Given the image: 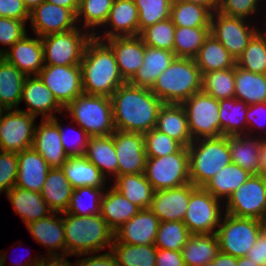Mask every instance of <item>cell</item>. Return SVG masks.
Returning <instances> with one entry per match:
<instances>
[{
    "label": "cell",
    "instance_id": "f546056e",
    "mask_svg": "<svg viewBox=\"0 0 266 266\" xmlns=\"http://www.w3.org/2000/svg\"><path fill=\"white\" fill-rule=\"evenodd\" d=\"M108 190L104 191L101 198L100 215L115 232L141 209L126 199L113 186Z\"/></svg>",
    "mask_w": 266,
    "mask_h": 266
},
{
    "label": "cell",
    "instance_id": "c3c4849f",
    "mask_svg": "<svg viewBox=\"0 0 266 266\" xmlns=\"http://www.w3.org/2000/svg\"><path fill=\"white\" fill-rule=\"evenodd\" d=\"M190 235L183 221H162L154 245L158 249L181 251Z\"/></svg>",
    "mask_w": 266,
    "mask_h": 266
},
{
    "label": "cell",
    "instance_id": "680465c9",
    "mask_svg": "<svg viewBox=\"0 0 266 266\" xmlns=\"http://www.w3.org/2000/svg\"><path fill=\"white\" fill-rule=\"evenodd\" d=\"M0 17L12 18L26 22L30 12L23 0H0Z\"/></svg>",
    "mask_w": 266,
    "mask_h": 266
},
{
    "label": "cell",
    "instance_id": "5b68a950",
    "mask_svg": "<svg viewBox=\"0 0 266 266\" xmlns=\"http://www.w3.org/2000/svg\"><path fill=\"white\" fill-rule=\"evenodd\" d=\"M190 182L204 187L223 167L232 163L228 136L201 138L188 146Z\"/></svg>",
    "mask_w": 266,
    "mask_h": 266
},
{
    "label": "cell",
    "instance_id": "816d5d0a",
    "mask_svg": "<svg viewBox=\"0 0 266 266\" xmlns=\"http://www.w3.org/2000/svg\"><path fill=\"white\" fill-rule=\"evenodd\" d=\"M138 9L139 34L148 26L170 18L169 0H134Z\"/></svg>",
    "mask_w": 266,
    "mask_h": 266
},
{
    "label": "cell",
    "instance_id": "836d02e7",
    "mask_svg": "<svg viewBox=\"0 0 266 266\" xmlns=\"http://www.w3.org/2000/svg\"><path fill=\"white\" fill-rule=\"evenodd\" d=\"M220 252L216 234H191L181 249L185 266H204Z\"/></svg>",
    "mask_w": 266,
    "mask_h": 266
},
{
    "label": "cell",
    "instance_id": "277c9868",
    "mask_svg": "<svg viewBox=\"0 0 266 266\" xmlns=\"http://www.w3.org/2000/svg\"><path fill=\"white\" fill-rule=\"evenodd\" d=\"M202 75L194 59L175 58L150 89L164 104H182L201 91Z\"/></svg>",
    "mask_w": 266,
    "mask_h": 266
},
{
    "label": "cell",
    "instance_id": "89a4df30",
    "mask_svg": "<svg viewBox=\"0 0 266 266\" xmlns=\"http://www.w3.org/2000/svg\"><path fill=\"white\" fill-rule=\"evenodd\" d=\"M184 1L207 7L212 13L217 10L218 0H184Z\"/></svg>",
    "mask_w": 266,
    "mask_h": 266
},
{
    "label": "cell",
    "instance_id": "753ad0ef",
    "mask_svg": "<svg viewBox=\"0 0 266 266\" xmlns=\"http://www.w3.org/2000/svg\"><path fill=\"white\" fill-rule=\"evenodd\" d=\"M260 233L266 237V213L259 219Z\"/></svg>",
    "mask_w": 266,
    "mask_h": 266
},
{
    "label": "cell",
    "instance_id": "cb8c5ba5",
    "mask_svg": "<svg viewBox=\"0 0 266 266\" xmlns=\"http://www.w3.org/2000/svg\"><path fill=\"white\" fill-rule=\"evenodd\" d=\"M18 170L15 186L41 193L51 167L33 148L17 153Z\"/></svg>",
    "mask_w": 266,
    "mask_h": 266
},
{
    "label": "cell",
    "instance_id": "2a66077c",
    "mask_svg": "<svg viewBox=\"0 0 266 266\" xmlns=\"http://www.w3.org/2000/svg\"><path fill=\"white\" fill-rule=\"evenodd\" d=\"M6 111V109L3 107V106H1L0 105V120H1V118H2V116H3V113Z\"/></svg>",
    "mask_w": 266,
    "mask_h": 266
},
{
    "label": "cell",
    "instance_id": "7bdbcfd3",
    "mask_svg": "<svg viewBox=\"0 0 266 266\" xmlns=\"http://www.w3.org/2000/svg\"><path fill=\"white\" fill-rule=\"evenodd\" d=\"M209 34L210 27L176 26L173 46L176 58L194 59Z\"/></svg>",
    "mask_w": 266,
    "mask_h": 266
},
{
    "label": "cell",
    "instance_id": "8fae6325",
    "mask_svg": "<svg viewBox=\"0 0 266 266\" xmlns=\"http://www.w3.org/2000/svg\"><path fill=\"white\" fill-rule=\"evenodd\" d=\"M220 200L203 187H195L183 222L191 234H214L221 222Z\"/></svg>",
    "mask_w": 266,
    "mask_h": 266
},
{
    "label": "cell",
    "instance_id": "8d00e7d4",
    "mask_svg": "<svg viewBox=\"0 0 266 266\" xmlns=\"http://www.w3.org/2000/svg\"><path fill=\"white\" fill-rule=\"evenodd\" d=\"M112 186L140 209H149L154 189L144 173L116 176Z\"/></svg>",
    "mask_w": 266,
    "mask_h": 266
},
{
    "label": "cell",
    "instance_id": "44dd1931",
    "mask_svg": "<svg viewBox=\"0 0 266 266\" xmlns=\"http://www.w3.org/2000/svg\"><path fill=\"white\" fill-rule=\"evenodd\" d=\"M159 224V218L150 209H141L114 232L113 243L154 244Z\"/></svg>",
    "mask_w": 266,
    "mask_h": 266
},
{
    "label": "cell",
    "instance_id": "74e56055",
    "mask_svg": "<svg viewBox=\"0 0 266 266\" xmlns=\"http://www.w3.org/2000/svg\"><path fill=\"white\" fill-rule=\"evenodd\" d=\"M194 60L201 75L211 71L230 69L236 65V60L212 34L205 39Z\"/></svg>",
    "mask_w": 266,
    "mask_h": 266
},
{
    "label": "cell",
    "instance_id": "ee69618b",
    "mask_svg": "<svg viewBox=\"0 0 266 266\" xmlns=\"http://www.w3.org/2000/svg\"><path fill=\"white\" fill-rule=\"evenodd\" d=\"M212 12L204 6L185 1L171 4L170 18L178 27H210Z\"/></svg>",
    "mask_w": 266,
    "mask_h": 266
},
{
    "label": "cell",
    "instance_id": "d6986e66",
    "mask_svg": "<svg viewBox=\"0 0 266 266\" xmlns=\"http://www.w3.org/2000/svg\"><path fill=\"white\" fill-rule=\"evenodd\" d=\"M27 36L15 42L9 49H1L0 56L25 76H36L44 67L43 46L39 36L34 39Z\"/></svg>",
    "mask_w": 266,
    "mask_h": 266
},
{
    "label": "cell",
    "instance_id": "003e7915",
    "mask_svg": "<svg viewBox=\"0 0 266 266\" xmlns=\"http://www.w3.org/2000/svg\"><path fill=\"white\" fill-rule=\"evenodd\" d=\"M261 137V144H260V172L259 174L262 176H266V136Z\"/></svg>",
    "mask_w": 266,
    "mask_h": 266
},
{
    "label": "cell",
    "instance_id": "d590c367",
    "mask_svg": "<svg viewBox=\"0 0 266 266\" xmlns=\"http://www.w3.org/2000/svg\"><path fill=\"white\" fill-rule=\"evenodd\" d=\"M248 107L247 103L237 100L235 97L219 100V120L222 136H250L251 129L247 128L246 120Z\"/></svg>",
    "mask_w": 266,
    "mask_h": 266
},
{
    "label": "cell",
    "instance_id": "f5cc1de1",
    "mask_svg": "<svg viewBox=\"0 0 266 266\" xmlns=\"http://www.w3.org/2000/svg\"><path fill=\"white\" fill-rule=\"evenodd\" d=\"M143 135L147 158L162 157L176 153L183 147L179 142L155 128Z\"/></svg>",
    "mask_w": 266,
    "mask_h": 266
},
{
    "label": "cell",
    "instance_id": "ba28073f",
    "mask_svg": "<svg viewBox=\"0 0 266 266\" xmlns=\"http://www.w3.org/2000/svg\"><path fill=\"white\" fill-rule=\"evenodd\" d=\"M80 29L41 37L44 65H80L86 46L93 37L89 30L83 34Z\"/></svg>",
    "mask_w": 266,
    "mask_h": 266
},
{
    "label": "cell",
    "instance_id": "30bf717a",
    "mask_svg": "<svg viewBox=\"0 0 266 266\" xmlns=\"http://www.w3.org/2000/svg\"><path fill=\"white\" fill-rule=\"evenodd\" d=\"M186 112L190 135L194 140L221 137L219 100L203 91L181 104Z\"/></svg>",
    "mask_w": 266,
    "mask_h": 266
},
{
    "label": "cell",
    "instance_id": "7402d4cb",
    "mask_svg": "<svg viewBox=\"0 0 266 266\" xmlns=\"http://www.w3.org/2000/svg\"><path fill=\"white\" fill-rule=\"evenodd\" d=\"M21 101H25L28 107L27 110L21 111L36 118L38 114H42V119H53L54 112L61 114L64 110L38 75L33 78L26 76L22 87Z\"/></svg>",
    "mask_w": 266,
    "mask_h": 266
},
{
    "label": "cell",
    "instance_id": "8992f818",
    "mask_svg": "<svg viewBox=\"0 0 266 266\" xmlns=\"http://www.w3.org/2000/svg\"><path fill=\"white\" fill-rule=\"evenodd\" d=\"M89 137L111 135L116 129L110 97L82 93L65 108Z\"/></svg>",
    "mask_w": 266,
    "mask_h": 266
},
{
    "label": "cell",
    "instance_id": "4316f807",
    "mask_svg": "<svg viewBox=\"0 0 266 266\" xmlns=\"http://www.w3.org/2000/svg\"><path fill=\"white\" fill-rule=\"evenodd\" d=\"M175 58L172 51L145 45L143 64L128 83L151 89L158 76L170 66Z\"/></svg>",
    "mask_w": 266,
    "mask_h": 266
},
{
    "label": "cell",
    "instance_id": "34e18365",
    "mask_svg": "<svg viewBox=\"0 0 266 266\" xmlns=\"http://www.w3.org/2000/svg\"><path fill=\"white\" fill-rule=\"evenodd\" d=\"M42 260V257H35L34 259H32V260H30L29 259V263L28 262H26V263H24L23 262V264H18V266H35V265H38L39 263H40V261ZM32 261V262H31ZM21 262V261H20ZM22 263V262H21Z\"/></svg>",
    "mask_w": 266,
    "mask_h": 266
},
{
    "label": "cell",
    "instance_id": "94428289",
    "mask_svg": "<svg viewBox=\"0 0 266 266\" xmlns=\"http://www.w3.org/2000/svg\"><path fill=\"white\" fill-rule=\"evenodd\" d=\"M75 266H118L116 258L111 251H108L104 254H98L96 256H88L87 258H81L76 260Z\"/></svg>",
    "mask_w": 266,
    "mask_h": 266
},
{
    "label": "cell",
    "instance_id": "11e5206c",
    "mask_svg": "<svg viewBox=\"0 0 266 266\" xmlns=\"http://www.w3.org/2000/svg\"><path fill=\"white\" fill-rule=\"evenodd\" d=\"M6 258H5V254L3 252V254H1L0 252V266H4V263H6Z\"/></svg>",
    "mask_w": 266,
    "mask_h": 266
},
{
    "label": "cell",
    "instance_id": "8c879c8a",
    "mask_svg": "<svg viewBox=\"0 0 266 266\" xmlns=\"http://www.w3.org/2000/svg\"><path fill=\"white\" fill-rule=\"evenodd\" d=\"M236 266H258L256 263H253L248 257H239L236 258Z\"/></svg>",
    "mask_w": 266,
    "mask_h": 266
},
{
    "label": "cell",
    "instance_id": "7dc6e473",
    "mask_svg": "<svg viewBox=\"0 0 266 266\" xmlns=\"http://www.w3.org/2000/svg\"><path fill=\"white\" fill-rule=\"evenodd\" d=\"M103 189L105 188L89 186L74 189L66 212L77 216L99 215L101 198L104 193ZM85 198H87V200ZM88 200L90 201L87 202Z\"/></svg>",
    "mask_w": 266,
    "mask_h": 266
},
{
    "label": "cell",
    "instance_id": "603a6c76",
    "mask_svg": "<svg viewBox=\"0 0 266 266\" xmlns=\"http://www.w3.org/2000/svg\"><path fill=\"white\" fill-rule=\"evenodd\" d=\"M105 42L114 52L122 78L129 82L143 64L145 44L139 36L112 37Z\"/></svg>",
    "mask_w": 266,
    "mask_h": 266
},
{
    "label": "cell",
    "instance_id": "484cf974",
    "mask_svg": "<svg viewBox=\"0 0 266 266\" xmlns=\"http://www.w3.org/2000/svg\"><path fill=\"white\" fill-rule=\"evenodd\" d=\"M58 214L61 213L53 212L48 217L26 225L32 237L41 245L48 248L47 253L49 256L66 255L63 217H57ZM60 249L63 251V254H59L58 251H56Z\"/></svg>",
    "mask_w": 266,
    "mask_h": 266
},
{
    "label": "cell",
    "instance_id": "9f6ffc18",
    "mask_svg": "<svg viewBox=\"0 0 266 266\" xmlns=\"http://www.w3.org/2000/svg\"><path fill=\"white\" fill-rule=\"evenodd\" d=\"M27 35L25 22L17 19L0 17V43L11 47Z\"/></svg>",
    "mask_w": 266,
    "mask_h": 266
},
{
    "label": "cell",
    "instance_id": "2644e50d",
    "mask_svg": "<svg viewBox=\"0 0 266 266\" xmlns=\"http://www.w3.org/2000/svg\"><path fill=\"white\" fill-rule=\"evenodd\" d=\"M46 0H23L25 7L31 12L35 7L39 6L42 2Z\"/></svg>",
    "mask_w": 266,
    "mask_h": 266
},
{
    "label": "cell",
    "instance_id": "6125c7cd",
    "mask_svg": "<svg viewBox=\"0 0 266 266\" xmlns=\"http://www.w3.org/2000/svg\"><path fill=\"white\" fill-rule=\"evenodd\" d=\"M155 266H185L181 251L158 249Z\"/></svg>",
    "mask_w": 266,
    "mask_h": 266
},
{
    "label": "cell",
    "instance_id": "bcb514c9",
    "mask_svg": "<svg viewBox=\"0 0 266 266\" xmlns=\"http://www.w3.org/2000/svg\"><path fill=\"white\" fill-rule=\"evenodd\" d=\"M266 33V32H264ZM257 32L236 60L243 70L256 74H266V34Z\"/></svg>",
    "mask_w": 266,
    "mask_h": 266
},
{
    "label": "cell",
    "instance_id": "b9fcfbb0",
    "mask_svg": "<svg viewBox=\"0 0 266 266\" xmlns=\"http://www.w3.org/2000/svg\"><path fill=\"white\" fill-rule=\"evenodd\" d=\"M171 4L176 3V2H180V1H184V0H169Z\"/></svg>",
    "mask_w": 266,
    "mask_h": 266
},
{
    "label": "cell",
    "instance_id": "91938a15",
    "mask_svg": "<svg viewBox=\"0 0 266 266\" xmlns=\"http://www.w3.org/2000/svg\"><path fill=\"white\" fill-rule=\"evenodd\" d=\"M265 118H266V102L249 105L247 112H246V120H247V127L248 128L252 125L253 129H254V127L256 128V126H257V128L261 127V129L262 128L265 129V125H266V122L264 121ZM261 119H263V120H261ZM264 122H265V124H264Z\"/></svg>",
    "mask_w": 266,
    "mask_h": 266
},
{
    "label": "cell",
    "instance_id": "60d3db41",
    "mask_svg": "<svg viewBox=\"0 0 266 266\" xmlns=\"http://www.w3.org/2000/svg\"><path fill=\"white\" fill-rule=\"evenodd\" d=\"M248 105L266 102V74H256L235 65V94Z\"/></svg>",
    "mask_w": 266,
    "mask_h": 266
},
{
    "label": "cell",
    "instance_id": "e7e4bbea",
    "mask_svg": "<svg viewBox=\"0 0 266 266\" xmlns=\"http://www.w3.org/2000/svg\"><path fill=\"white\" fill-rule=\"evenodd\" d=\"M204 266H236V257L219 252L212 261Z\"/></svg>",
    "mask_w": 266,
    "mask_h": 266
},
{
    "label": "cell",
    "instance_id": "ac0fdd59",
    "mask_svg": "<svg viewBox=\"0 0 266 266\" xmlns=\"http://www.w3.org/2000/svg\"><path fill=\"white\" fill-rule=\"evenodd\" d=\"M32 147L51 168H61L65 164L69 156L61 142L57 117L42 119L39 126L36 125Z\"/></svg>",
    "mask_w": 266,
    "mask_h": 266
},
{
    "label": "cell",
    "instance_id": "f6af8a7d",
    "mask_svg": "<svg viewBox=\"0 0 266 266\" xmlns=\"http://www.w3.org/2000/svg\"><path fill=\"white\" fill-rule=\"evenodd\" d=\"M201 91L216 100L234 98L235 66L202 74Z\"/></svg>",
    "mask_w": 266,
    "mask_h": 266
},
{
    "label": "cell",
    "instance_id": "9a60e30c",
    "mask_svg": "<svg viewBox=\"0 0 266 266\" xmlns=\"http://www.w3.org/2000/svg\"><path fill=\"white\" fill-rule=\"evenodd\" d=\"M38 76L63 108L83 93L80 65H44Z\"/></svg>",
    "mask_w": 266,
    "mask_h": 266
},
{
    "label": "cell",
    "instance_id": "11a10c76",
    "mask_svg": "<svg viewBox=\"0 0 266 266\" xmlns=\"http://www.w3.org/2000/svg\"><path fill=\"white\" fill-rule=\"evenodd\" d=\"M260 0H218L217 12L231 16L246 18L256 13Z\"/></svg>",
    "mask_w": 266,
    "mask_h": 266
},
{
    "label": "cell",
    "instance_id": "e575fe53",
    "mask_svg": "<svg viewBox=\"0 0 266 266\" xmlns=\"http://www.w3.org/2000/svg\"><path fill=\"white\" fill-rule=\"evenodd\" d=\"M61 168L74 189L86 186L95 188L105 187L106 178L84 156L69 157Z\"/></svg>",
    "mask_w": 266,
    "mask_h": 266
},
{
    "label": "cell",
    "instance_id": "db71d44e",
    "mask_svg": "<svg viewBox=\"0 0 266 266\" xmlns=\"http://www.w3.org/2000/svg\"><path fill=\"white\" fill-rule=\"evenodd\" d=\"M17 170V153L0 151V193L15 186Z\"/></svg>",
    "mask_w": 266,
    "mask_h": 266
},
{
    "label": "cell",
    "instance_id": "ab89813d",
    "mask_svg": "<svg viewBox=\"0 0 266 266\" xmlns=\"http://www.w3.org/2000/svg\"><path fill=\"white\" fill-rule=\"evenodd\" d=\"M25 78L21 71L0 56V105L6 110L18 108Z\"/></svg>",
    "mask_w": 266,
    "mask_h": 266
},
{
    "label": "cell",
    "instance_id": "f1b7e54d",
    "mask_svg": "<svg viewBox=\"0 0 266 266\" xmlns=\"http://www.w3.org/2000/svg\"><path fill=\"white\" fill-rule=\"evenodd\" d=\"M155 129L188 147L193 141L187 115L181 104H163L158 113Z\"/></svg>",
    "mask_w": 266,
    "mask_h": 266
},
{
    "label": "cell",
    "instance_id": "52a82bcc",
    "mask_svg": "<svg viewBox=\"0 0 266 266\" xmlns=\"http://www.w3.org/2000/svg\"><path fill=\"white\" fill-rule=\"evenodd\" d=\"M144 174L154 191L191 183L188 147H182L178 152L166 156L147 158Z\"/></svg>",
    "mask_w": 266,
    "mask_h": 266
},
{
    "label": "cell",
    "instance_id": "1f68e13d",
    "mask_svg": "<svg viewBox=\"0 0 266 266\" xmlns=\"http://www.w3.org/2000/svg\"><path fill=\"white\" fill-rule=\"evenodd\" d=\"M74 187L64 175L62 168H51L43 184L41 195L53 212H66Z\"/></svg>",
    "mask_w": 266,
    "mask_h": 266
},
{
    "label": "cell",
    "instance_id": "6f0895ef",
    "mask_svg": "<svg viewBox=\"0 0 266 266\" xmlns=\"http://www.w3.org/2000/svg\"><path fill=\"white\" fill-rule=\"evenodd\" d=\"M62 125L63 124L60 125L59 123V131H60L61 142L63 144L64 150L67 153V155L69 157L83 156L89 139L87 133L81 127H79L80 133L77 134V137L79 136L78 139L76 137V138H69L68 140L69 136L67 137L68 135L66 133L67 131L65 132Z\"/></svg>",
    "mask_w": 266,
    "mask_h": 266
},
{
    "label": "cell",
    "instance_id": "6da1fadb",
    "mask_svg": "<svg viewBox=\"0 0 266 266\" xmlns=\"http://www.w3.org/2000/svg\"><path fill=\"white\" fill-rule=\"evenodd\" d=\"M116 130L145 134L155 128L163 102L149 88L126 82L110 97Z\"/></svg>",
    "mask_w": 266,
    "mask_h": 266
},
{
    "label": "cell",
    "instance_id": "ffe728a7",
    "mask_svg": "<svg viewBox=\"0 0 266 266\" xmlns=\"http://www.w3.org/2000/svg\"><path fill=\"white\" fill-rule=\"evenodd\" d=\"M192 183L181 187L154 191L149 209L162 221H183L191 191Z\"/></svg>",
    "mask_w": 266,
    "mask_h": 266
},
{
    "label": "cell",
    "instance_id": "e0dca14e",
    "mask_svg": "<svg viewBox=\"0 0 266 266\" xmlns=\"http://www.w3.org/2000/svg\"><path fill=\"white\" fill-rule=\"evenodd\" d=\"M31 26L40 38L78 28L76 14L50 2H42L30 12Z\"/></svg>",
    "mask_w": 266,
    "mask_h": 266
},
{
    "label": "cell",
    "instance_id": "681fc988",
    "mask_svg": "<svg viewBox=\"0 0 266 266\" xmlns=\"http://www.w3.org/2000/svg\"><path fill=\"white\" fill-rule=\"evenodd\" d=\"M113 3L114 0H79L76 18L77 20L83 18L86 30L92 28L94 36L96 34L95 28L105 25Z\"/></svg>",
    "mask_w": 266,
    "mask_h": 266
},
{
    "label": "cell",
    "instance_id": "be15d7a7",
    "mask_svg": "<svg viewBox=\"0 0 266 266\" xmlns=\"http://www.w3.org/2000/svg\"><path fill=\"white\" fill-rule=\"evenodd\" d=\"M253 263L258 266H266V237L260 234L253 247L246 255Z\"/></svg>",
    "mask_w": 266,
    "mask_h": 266
},
{
    "label": "cell",
    "instance_id": "d4e9b609",
    "mask_svg": "<svg viewBox=\"0 0 266 266\" xmlns=\"http://www.w3.org/2000/svg\"><path fill=\"white\" fill-rule=\"evenodd\" d=\"M112 29L105 31V35L95 34L94 37L105 41L112 37L139 36L138 9L134 0H114L105 26Z\"/></svg>",
    "mask_w": 266,
    "mask_h": 266
},
{
    "label": "cell",
    "instance_id": "b9f144b4",
    "mask_svg": "<svg viewBox=\"0 0 266 266\" xmlns=\"http://www.w3.org/2000/svg\"><path fill=\"white\" fill-rule=\"evenodd\" d=\"M158 248L150 245L112 243L110 251L118 266H155Z\"/></svg>",
    "mask_w": 266,
    "mask_h": 266
},
{
    "label": "cell",
    "instance_id": "83f0119b",
    "mask_svg": "<svg viewBox=\"0 0 266 266\" xmlns=\"http://www.w3.org/2000/svg\"><path fill=\"white\" fill-rule=\"evenodd\" d=\"M6 194L25 226L53 213L39 192L14 186Z\"/></svg>",
    "mask_w": 266,
    "mask_h": 266
},
{
    "label": "cell",
    "instance_id": "03108f58",
    "mask_svg": "<svg viewBox=\"0 0 266 266\" xmlns=\"http://www.w3.org/2000/svg\"><path fill=\"white\" fill-rule=\"evenodd\" d=\"M67 255H52L47 258H42L39 265L40 266H73L66 258ZM46 259V260H45Z\"/></svg>",
    "mask_w": 266,
    "mask_h": 266
},
{
    "label": "cell",
    "instance_id": "7a4b0ae2",
    "mask_svg": "<svg viewBox=\"0 0 266 266\" xmlns=\"http://www.w3.org/2000/svg\"><path fill=\"white\" fill-rule=\"evenodd\" d=\"M83 92L111 97L126 82L122 78L112 48L94 36L80 63Z\"/></svg>",
    "mask_w": 266,
    "mask_h": 266
},
{
    "label": "cell",
    "instance_id": "4dcf8cb0",
    "mask_svg": "<svg viewBox=\"0 0 266 266\" xmlns=\"http://www.w3.org/2000/svg\"><path fill=\"white\" fill-rule=\"evenodd\" d=\"M249 137V135L228 136L231 161L250 174L258 175L261 137Z\"/></svg>",
    "mask_w": 266,
    "mask_h": 266
},
{
    "label": "cell",
    "instance_id": "f35d334b",
    "mask_svg": "<svg viewBox=\"0 0 266 266\" xmlns=\"http://www.w3.org/2000/svg\"><path fill=\"white\" fill-rule=\"evenodd\" d=\"M251 175L245 169L231 163L214 175L203 188L219 200L224 198V202H226L230 195L244 184Z\"/></svg>",
    "mask_w": 266,
    "mask_h": 266
},
{
    "label": "cell",
    "instance_id": "a7ac6f4b",
    "mask_svg": "<svg viewBox=\"0 0 266 266\" xmlns=\"http://www.w3.org/2000/svg\"><path fill=\"white\" fill-rule=\"evenodd\" d=\"M46 1L61 6L63 8H68L72 10L75 14L77 13L79 7V0H46Z\"/></svg>",
    "mask_w": 266,
    "mask_h": 266
},
{
    "label": "cell",
    "instance_id": "4fadbf2b",
    "mask_svg": "<svg viewBox=\"0 0 266 266\" xmlns=\"http://www.w3.org/2000/svg\"><path fill=\"white\" fill-rule=\"evenodd\" d=\"M35 120V116L19 108L6 110L0 120V151L19 153L32 147Z\"/></svg>",
    "mask_w": 266,
    "mask_h": 266
},
{
    "label": "cell",
    "instance_id": "5bb4252c",
    "mask_svg": "<svg viewBox=\"0 0 266 266\" xmlns=\"http://www.w3.org/2000/svg\"><path fill=\"white\" fill-rule=\"evenodd\" d=\"M258 31L260 29L251 28L244 18L223 15L217 11L212 13L210 34L227 49L235 60L239 58Z\"/></svg>",
    "mask_w": 266,
    "mask_h": 266
},
{
    "label": "cell",
    "instance_id": "2e32d148",
    "mask_svg": "<svg viewBox=\"0 0 266 266\" xmlns=\"http://www.w3.org/2000/svg\"><path fill=\"white\" fill-rule=\"evenodd\" d=\"M112 137L118 159V176L144 173L147 159L144 135L115 130Z\"/></svg>",
    "mask_w": 266,
    "mask_h": 266
},
{
    "label": "cell",
    "instance_id": "9c48e42d",
    "mask_svg": "<svg viewBox=\"0 0 266 266\" xmlns=\"http://www.w3.org/2000/svg\"><path fill=\"white\" fill-rule=\"evenodd\" d=\"M215 234L220 252L236 258L244 257L261 234L259 220L225 213Z\"/></svg>",
    "mask_w": 266,
    "mask_h": 266
},
{
    "label": "cell",
    "instance_id": "7c38bea8",
    "mask_svg": "<svg viewBox=\"0 0 266 266\" xmlns=\"http://www.w3.org/2000/svg\"><path fill=\"white\" fill-rule=\"evenodd\" d=\"M227 214L260 219L266 213V178L260 174L251 175L226 200Z\"/></svg>",
    "mask_w": 266,
    "mask_h": 266
},
{
    "label": "cell",
    "instance_id": "d6a6232c",
    "mask_svg": "<svg viewBox=\"0 0 266 266\" xmlns=\"http://www.w3.org/2000/svg\"><path fill=\"white\" fill-rule=\"evenodd\" d=\"M106 178V174L118 176V159L111 135L89 137L83 155ZM110 172V173H109Z\"/></svg>",
    "mask_w": 266,
    "mask_h": 266
},
{
    "label": "cell",
    "instance_id": "3957f363",
    "mask_svg": "<svg viewBox=\"0 0 266 266\" xmlns=\"http://www.w3.org/2000/svg\"><path fill=\"white\" fill-rule=\"evenodd\" d=\"M67 256L95 254L114 241V231L101 215L77 216L63 212Z\"/></svg>",
    "mask_w": 266,
    "mask_h": 266
},
{
    "label": "cell",
    "instance_id": "f907efd6",
    "mask_svg": "<svg viewBox=\"0 0 266 266\" xmlns=\"http://www.w3.org/2000/svg\"><path fill=\"white\" fill-rule=\"evenodd\" d=\"M175 27L169 18L146 27L140 32L139 37L146 46L173 52Z\"/></svg>",
    "mask_w": 266,
    "mask_h": 266
}]
</instances>
